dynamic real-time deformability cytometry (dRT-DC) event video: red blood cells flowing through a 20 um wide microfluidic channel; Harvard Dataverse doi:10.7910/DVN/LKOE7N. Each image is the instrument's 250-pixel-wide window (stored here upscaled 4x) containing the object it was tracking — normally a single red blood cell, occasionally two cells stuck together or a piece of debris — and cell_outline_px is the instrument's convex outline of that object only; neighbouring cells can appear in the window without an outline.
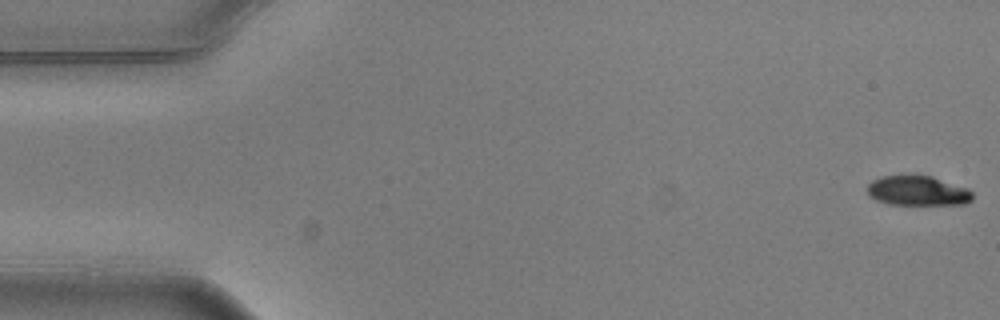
{"species": "common noctule bat (a hibernating species)", "species_latin": "Nyctalus noctula", "temperature_condition": "warm", "stored_images_in_passage": 5, "segment_of_instrument_passage": [2, 2], "camera_frame_rate_fps": 3000, "um_per_image_px": 0.085, "animal": {"sex": "male", "body_mass_g": 20.5, "forearm_length_mm": 52.5}, "frame": {"image": 1, "passage_image": 5, "time_ms": 1.333, "image_size_px": [1000, 320], "cell_outline_px": [[972, 200], [964, 204], [888, 204], [876, 200], [868, 196], [868, 184], [872, 180], [880, 176], [932, 176], [968, 188], [972, 192]], "centroid_in_image_um": [77.99, 16.22], "position_along_channel_um": 7.0, "area_um2": 18.15}}